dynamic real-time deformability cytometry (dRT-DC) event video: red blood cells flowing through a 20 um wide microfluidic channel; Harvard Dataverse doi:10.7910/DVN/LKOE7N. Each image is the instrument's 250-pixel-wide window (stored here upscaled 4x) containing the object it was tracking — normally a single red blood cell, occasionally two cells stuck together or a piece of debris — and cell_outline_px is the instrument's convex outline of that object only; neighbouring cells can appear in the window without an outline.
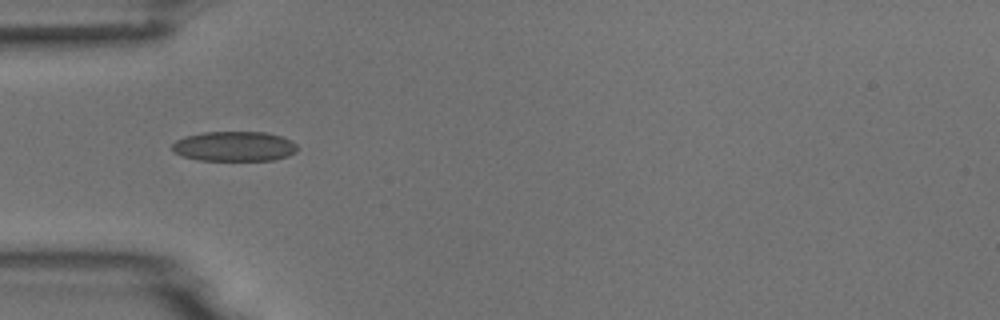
{"species": "common noctule bat (a hibernating species)", "species_latin": "Nyctalus noctula", "temperature_condition": "room temperature", "stored_images_in_passage": 7, "camera_frame_rate_fps": 3000, "um_per_image_px": 0.085, "animal": {"sex": "male", "body_mass_g": 18.8}, "frame": {"image": 1, "passage_image": 5, "time_ms": 4.667, "image_size_px": [1000, 320], "cell_outline_px": [[296, 152], [288, 156], [272, 160], [200, 160], [184, 156], [172, 152], [172, 144], [176, 140], [184, 136], [204, 132], [264, 132], [280, 136], [292, 140], [296, 144]], "centroid_in_image_um": [19.9, 12.43], "position_along_channel_um": 65.1, "area_um2": 21.79}}